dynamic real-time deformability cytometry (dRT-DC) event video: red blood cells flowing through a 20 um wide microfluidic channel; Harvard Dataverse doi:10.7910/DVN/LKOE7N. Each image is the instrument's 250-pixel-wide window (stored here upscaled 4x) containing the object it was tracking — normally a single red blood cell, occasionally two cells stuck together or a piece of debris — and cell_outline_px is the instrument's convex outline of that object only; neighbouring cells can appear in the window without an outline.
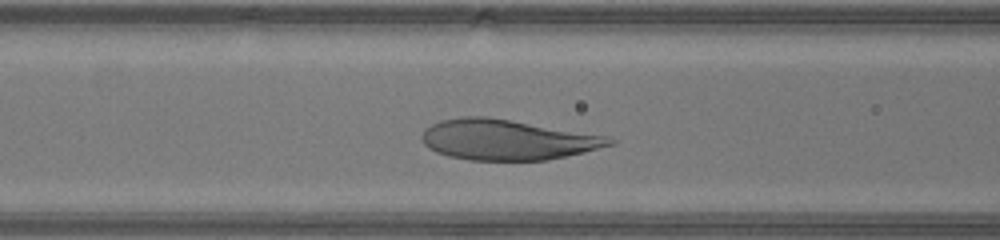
{"species": "human", "species_latin": "Homo sapiens", "temperature_condition": "warm", "stored_images_in_passage": 29, "camera_frame_rate_fps": 3000, "um_per_image_px": 0.085, "donor": {"sex": "male"}, "frame": {"image": 1, "passage_image": 10, "time_ms": 3.0, "image_size_px": [1000, 240], "cell_outline_px": [[616, 144], [584, 152], [544, 160], [468, 160], [448, 156], [436, 152], [428, 148], [424, 144], [424, 128], [440, 120], [464, 116], [488, 116], [604, 136], [616, 140]], "centroid_in_image_um": [43.07, 11.88], "position_along_channel_um": 123.5, "area_um2": 43.75}}
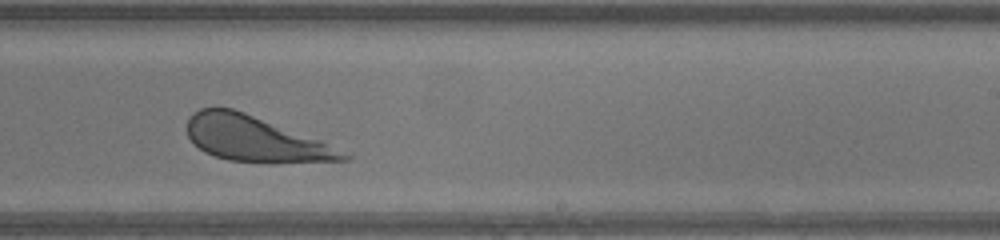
{"frame": {"image": 2, "passage_image": 20, "time_ms": 6.333, "image_size_px": [1000, 240], "cell_outline_px": [[352, 156], [348, 160], [272, 164], [228, 160], [204, 152], [188, 136], [188, 120], [192, 112], [200, 108], [232, 108], [244, 112], [320, 140]], "centroid_in_image_um": [21.69, 11.83], "position_along_channel_um": 267.3, "area_um2": 41.1}}
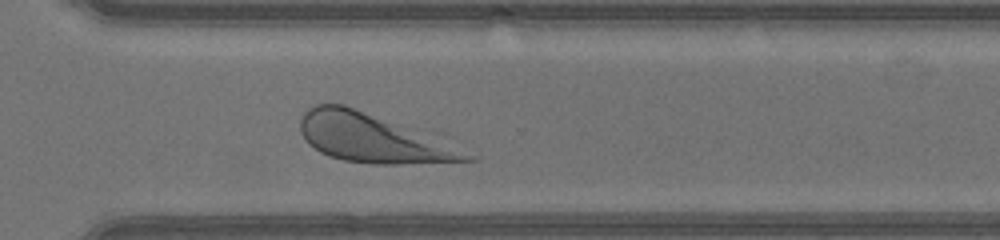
{"frame": {"image": 3, "passage_image": 25, "time_ms": 8.0, "image_size_px": [1000, 240], "cell_outline_px": [[480, 160], [400, 164], [372, 164], [344, 160], [320, 152], [308, 144], [300, 132], [300, 120], [304, 112], [308, 108], [316, 104], [344, 104], [480, 156]], "centroid_in_image_um": [31.62, 11.77], "position_along_channel_um": 339.0, "area_um2": 46.01}, "authors_computed_cell_mechanics": {"area_um2": 44.3904, "velocity_mm_per_s": 4.3125, "shape_relaxation_time_tau1_ms": 2.4357, "shape_relaxation_time_tau2_ms": null, "deformation_change_tau1": 0.1616, "deformation_change_tau2": null}}